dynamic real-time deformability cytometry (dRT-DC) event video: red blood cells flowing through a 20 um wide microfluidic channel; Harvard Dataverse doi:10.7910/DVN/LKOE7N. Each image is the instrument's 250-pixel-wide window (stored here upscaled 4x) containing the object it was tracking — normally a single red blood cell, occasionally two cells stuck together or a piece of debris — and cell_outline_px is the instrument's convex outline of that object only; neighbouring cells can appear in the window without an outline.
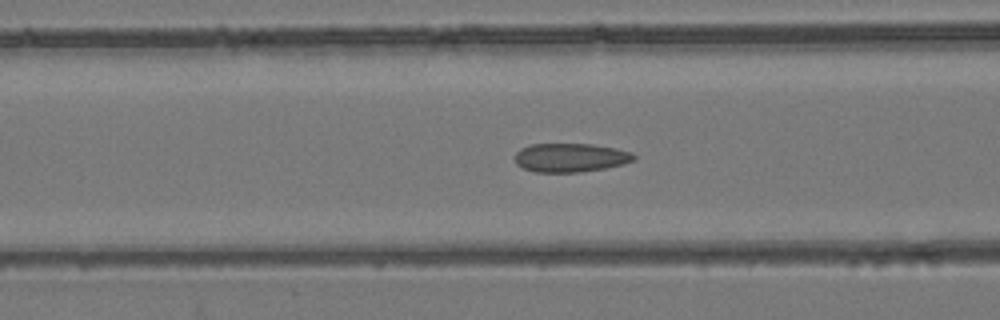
{"species": "common noctule bat (a hibernating species)", "species_latin": "Nyctalus noctula", "temperature_condition": "room temperature", "stored_images_in_passage": 55, "segment_of_instrument_passage": [1, 2], "camera_frame_rate_fps": 3000, "um_per_image_px": 0.085, "animal": {"sex": "female", "body_mass_g": 24.6, "forearm_length_mm": 56.2}, "frame": {"image": 1, "passage_image": 22, "time_ms": 7.0, "image_size_px": [1000, 320], "cell_outline_px": [[636, 160], [624, 164], [604, 168], [580, 172], [536, 172], [524, 168], [516, 164], [516, 152], [520, 148], [528, 144], [592, 144], [616, 148], [632, 152], [636, 156]], "centroid_in_image_um": [48.51, 13.39], "position_along_channel_um": 118.1, "area_um2": 20.06}}
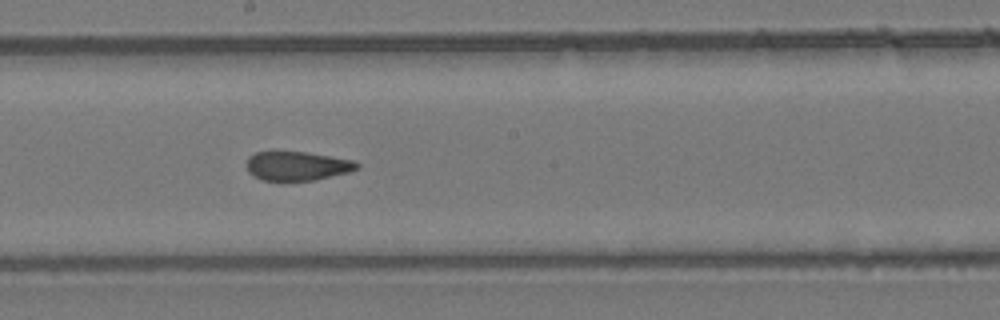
{"frame": {"image": 2, "passage_image": 30, "time_ms": 9.667, "image_size_px": [1000, 320], "cell_outline_px": [[360, 168], [348, 172], [316, 180], [264, 180], [252, 176], [248, 172], [244, 164], [248, 156], [256, 152], [304, 152], [352, 160], [360, 164]], "centroid_in_image_um": [25.21, 14.11], "position_along_channel_um": 223.0, "area_um2": 18.67}}
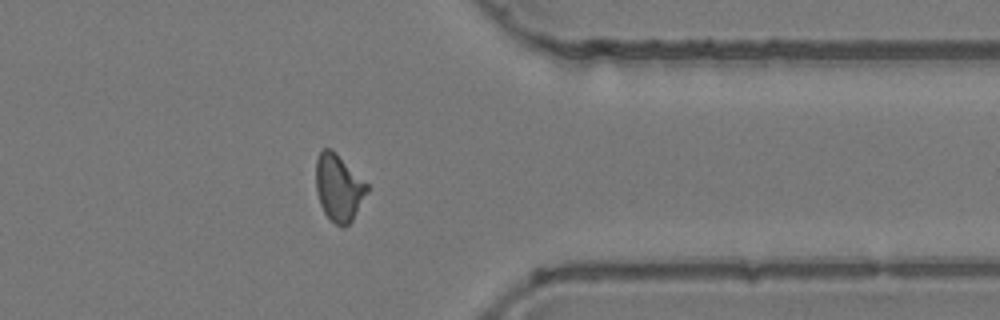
{"frame": {"image": 3, "passage_image": 43, "time_ms": 14.0, "image_size_px": [1000, 320], "cell_outline_px": [[368, 192], [352, 220], [344, 228], [340, 228], [324, 212], [320, 204], [316, 192], [316, 160], [320, 152], [324, 148], [332, 148], [368, 184]], "centroid_in_image_um": [28.79, 15.95], "position_along_channel_um": 382.6, "area_um2": 19.94}}